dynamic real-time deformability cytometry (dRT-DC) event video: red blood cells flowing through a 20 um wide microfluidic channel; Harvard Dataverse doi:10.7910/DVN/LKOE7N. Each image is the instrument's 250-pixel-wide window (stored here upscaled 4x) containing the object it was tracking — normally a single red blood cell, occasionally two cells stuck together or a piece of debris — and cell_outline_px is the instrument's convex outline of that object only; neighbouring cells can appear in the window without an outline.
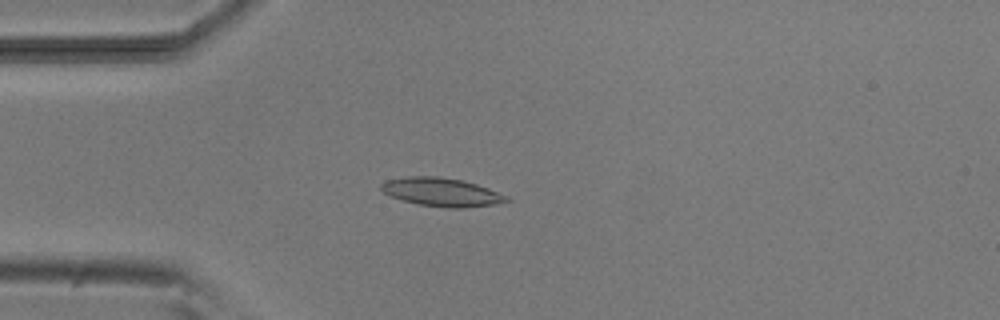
{"species": "common noctule bat (a hibernating species)", "species_latin": "Nyctalus noctula", "temperature_condition": "room temperature", "stored_images_in_passage": 5, "camera_frame_rate_fps": 3000, "um_per_image_px": 0.085, "animal": {"sex": "male", "body_mass_g": 20.5, "forearm_length_mm": 52.5}, "frame": {"image": 1, "passage_image": 4, "time_ms": 3.333, "image_size_px": [1000, 320], "cell_outline_px": [[512, 200], [492, 204], [464, 208], [448, 208], [420, 204], [404, 200], [392, 196], [384, 192], [380, 188], [380, 184], [384, 180], [408, 176], [436, 176], [460, 180], [476, 184], [488, 188], [508, 196]], "centroid_in_image_um": [37.52, 16.32], "position_along_channel_um": 47.5, "area_um2": 20.58}}